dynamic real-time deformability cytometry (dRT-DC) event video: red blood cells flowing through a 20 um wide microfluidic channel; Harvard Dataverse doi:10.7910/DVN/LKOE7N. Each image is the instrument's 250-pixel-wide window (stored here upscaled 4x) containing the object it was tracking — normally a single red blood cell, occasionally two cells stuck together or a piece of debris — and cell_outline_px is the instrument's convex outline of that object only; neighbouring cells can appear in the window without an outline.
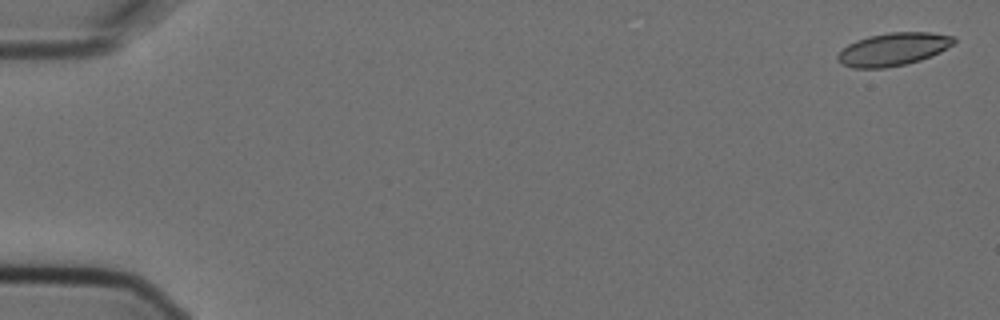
{"species": "Egyptian fruit bat (a non-hibernating species)", "species_latin": "Rousettus aegyptiacus", "temperature_condition": "cold", "stored_images_in_passage": 2, "camera_frame_rate_fps": 3000, "um_per_image_px": 0.085, "animal": {"sex": "female"}, "frame": {"image": 1, "passage_image": 2, "time_ms": 0.333, "image_size_px": [1000, 320], "cell_outline_px": [[956, 40], [948, 48], [932, 56], [908, 64], [884, 68], [852, 68], [840, 64], [836, 60], [836, 56], [848, 44], [856, 40], [868, 36], [888, 32], [932, 32], [956, 36]], "centroid_in_image_um": [75.93, 4.19], "position_along_channel_um": 9.1, "area_um2": 22.6}}